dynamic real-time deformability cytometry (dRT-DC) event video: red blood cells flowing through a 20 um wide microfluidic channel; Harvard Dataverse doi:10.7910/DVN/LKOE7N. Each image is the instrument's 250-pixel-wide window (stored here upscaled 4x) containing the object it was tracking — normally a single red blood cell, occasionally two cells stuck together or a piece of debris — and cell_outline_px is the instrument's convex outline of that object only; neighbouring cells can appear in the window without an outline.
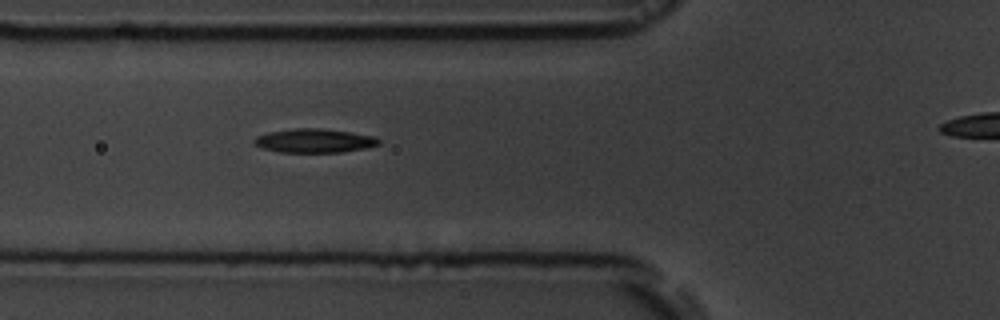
{"species": "common noctule bat (a hibernating species)", "species_latin": "Nyctalus noctula", "temperature_condition": "room temperature", "stored_images_in_passage": 5, "segment_of_instrument_passage": [1, 2], "camera_frame_rate_fps": 3000, "um_per_image_px": 0.085, "animal": {"sex": "male", "body_mass_g": 19.5, "forearm_length_mm": 54.6}, "frame": {"image": 1, "passage_image": 4, "time_ms": 3.333, "image_size_px": [1000, 320], "cell_outline_px": [[380, 144], [364, 148], [340, 152], [280, 152], [264, 148], [256, 144], [252, 140], [256, 136], [268, 132], [292, 128], [320, 128], [376, 136], [380, 140]], "centroid_in_image_um": [26.71, 11.95], "position_along_channel_um": 99.1, "area_um2": 17.22}}